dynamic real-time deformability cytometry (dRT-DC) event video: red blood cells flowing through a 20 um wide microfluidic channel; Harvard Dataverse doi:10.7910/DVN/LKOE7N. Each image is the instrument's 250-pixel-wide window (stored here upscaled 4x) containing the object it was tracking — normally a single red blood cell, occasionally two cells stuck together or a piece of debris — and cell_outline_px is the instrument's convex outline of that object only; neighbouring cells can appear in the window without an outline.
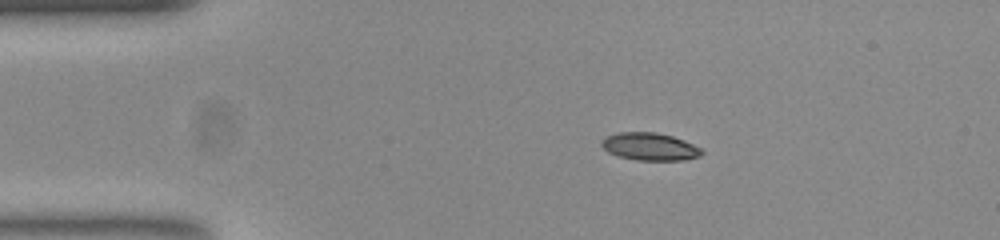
{"species": "common noctule bat (a hibernating species)", "species_latin": "Nyctalus noctula", "temperature_condition": "room temperature", "stored_images_in_passage": 44, "camera_frame_rate_fps": 3000, "um_per_image_px": 0.085, "animal": {"sex": "female", "body_mass_g": 23.0, "forearm_length_mm": 53.4}, "frame": {"image": 1, "passage_image": 1, "time_ms": 0.0, "image_size_px": [1000, 240], "cell_outline_px": [[704, 152], [700, 156], [684, 160], [636, 160], [620, 156], [608, 152], [600, 144], [600, 140], [608, 136], [620, 132], [656, 132], [672, 136], [684, 140], [700, 148]], "centroid_in_image_um": [55.23, 12.46], "position_along_channel_um": 29.8, "area_um2": 16.01}}
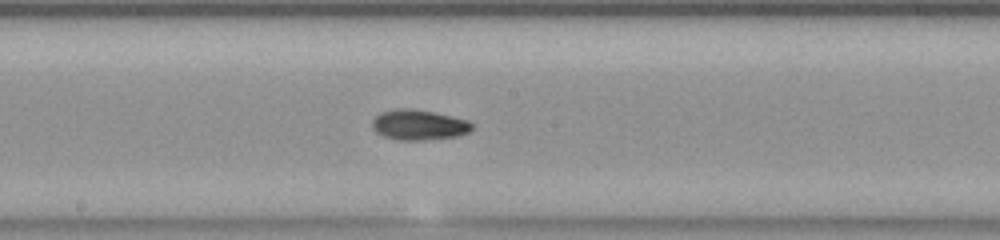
{"frame": {"image": 2, "passage_image": 19, "time_ms": 6.0, "image_size_px": [1000, 240], "cell_outline_px": [[472, 128], [468, 132], [456, 136], [420, 140], [400, 140], [384, 136], [376, 132], [372, 128], [372, 120], [380, 112], [396, 108], [412, 108], [436, 112], [468, 120], [472, 124]], "centroid_in_image_um": [35.57, 10.59], "position_along_channel_um": 212.6, "area_um2": 17.63}}
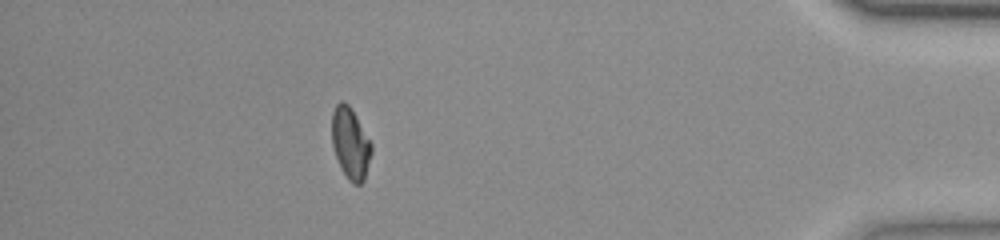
{"frame": {"image": 3, "passage_image": 38, "time_ms": 12.333, "image_size_px": [1000, 240], "cell_outline_px": [[372, 152], [364, 180], [360, 184], [356, 184], [348, 180], [336, 156], [332, 144], [332, 112], [336, 104], [340, 100], [344, 100], [348, 104], [372, 144]], "centroid_in_image_um": [29.78, 12.16], "position_along_channel_um": 405.4, "area_um2": 16.18}, "authors_computed_cell_mechanics": {"area_um2": 16.4152, "velocity_mm_per_s": 3.8813, "shape_relaxation_time_tau1_ms": 4.8279, "shape_relaxation_time_tau2_ms": 4.3177, "deformation_change_tau1": 0.1529, "deformation_change_tau2": 0.0739}}